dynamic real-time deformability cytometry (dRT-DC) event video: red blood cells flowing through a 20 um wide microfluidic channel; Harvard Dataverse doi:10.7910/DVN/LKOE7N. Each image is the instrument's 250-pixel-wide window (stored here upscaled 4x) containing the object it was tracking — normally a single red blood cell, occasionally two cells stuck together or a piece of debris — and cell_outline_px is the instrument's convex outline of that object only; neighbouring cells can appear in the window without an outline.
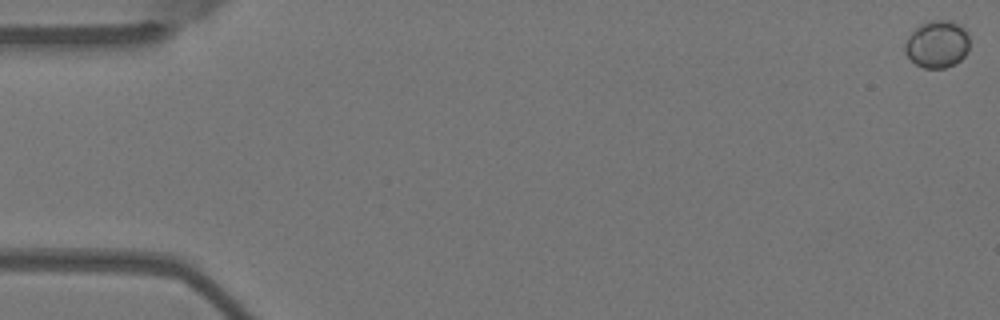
{"species": "Egyptian fruit bat (a non-hibernating species)", "species_latin": "Rousettus aegyptiacus", "temperature_condition": "warm", "stored_images_in_passage": 56, "camera_frame_rate_fps": 3000, "um_per_image_px": 0.085, "animal": {"sex": "female"}, "frame": {"image": 1, "passage_image": 1, "time_ms": 0.0, "image_size_px": [1000, 320], "cell_outline_px": [[968, 52], [956, 64], [944, 68], [924, 68], [916, 64], [904, 52], [904, 44], [908, 36], [920, 24], [928, 20], [952, 20], [960, 24], [964, 28], [968, 36]], "centroid_in_image_um": [79.66, 3.74], "position_along_channel_um": 5.3, "area_um2": 17.98}}
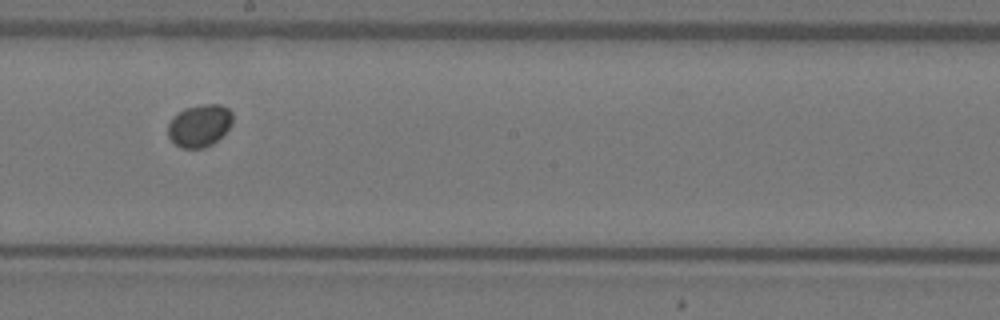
{"frame": {"image": 2, "passage_image": 32, "time_ms": 10.333, "image_size_px": [1000, 320], "cell_outline_px": [[232, 124], [212, 144], [204, 148], [180, 148], [168, 136], [168, 124], [184, 108], [200, 104], [220, 104], [228, 108], [232, 112]], "centroid_in_image_um": [16.97, 10.67], "position_along_channel_um": 231.2, "area_um2": 15.78}}
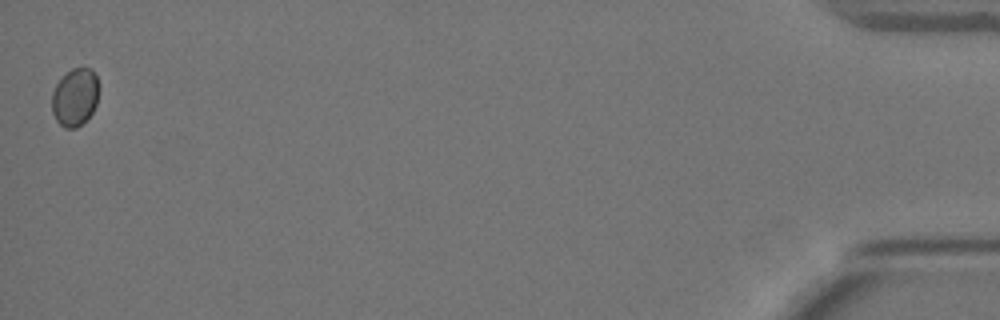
{"frame": {"image": 3, "passage_image": 56, "time_ms": 18.333, "image_size_px": [1000, 320], "cell_outline_px": [[100, 88], [96, 104], [92, 112], [76, 128], [64, 128], [56, 120], [52, 112], [52, 92], [56, 84], [72, 68], [92, 68], [96, 76]], "centroid_in_image_um": [6.38, 8.25], "position_along_channel_um": 428.8, "area_um2": 15.78}}